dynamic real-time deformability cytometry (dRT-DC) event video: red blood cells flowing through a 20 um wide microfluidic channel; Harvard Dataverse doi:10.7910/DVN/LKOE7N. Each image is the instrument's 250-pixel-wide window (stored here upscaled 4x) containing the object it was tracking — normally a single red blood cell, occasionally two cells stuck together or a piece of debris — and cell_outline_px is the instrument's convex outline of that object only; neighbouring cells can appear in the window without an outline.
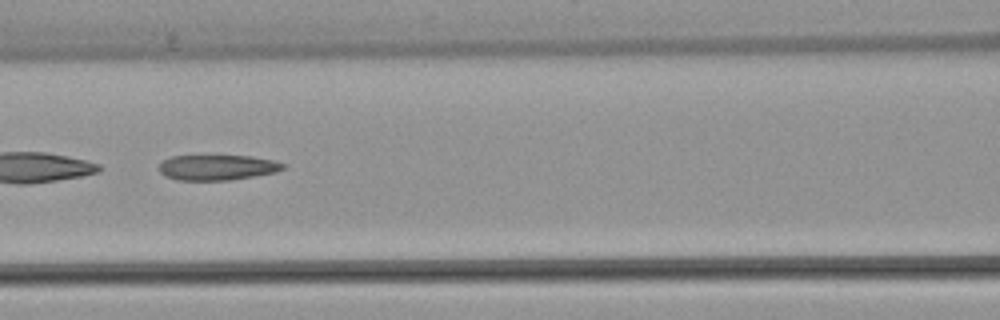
{"species": "common noctule bat (a hibernating species)", "species_latin": "Nyctalus noctula", "temperature_condition": "warm", "stored_images_in_passage": 49, "camera_frame_rate_fps": 3000, "um_per_image_px": 0.085, "animal": {"sex": "female", "body_mass_g": 22.7, "forearm_length_mm": 54.2}, "frame": {"image": 1, "passage_image": 22, "time_ms": 7.0, "image_size_px": [1000, 320], "cell_outline_px": [[288, 164], [284, 168], [276, 172], [232, 180], [176, 180], [164, 176], [160, 172], [160, 164], [164, 160], [172, 156], [252, 156], [272, 160]], "centroid_in_image_um": [18.49, 14.24], "position_along_channel_um": 148.1, "area_um2": 18.32}, "authors_computed_cell_mechanics": {"area_um2": 20.808, "velocity_mm_per_s": 4.081, "shape_relaxation_time_tau1_ms": null, "shape_relaxation_time_tau2_ms": 2.7706, "deformation_change_tau1": null, "deformation_change_tau2": 0.1345}}